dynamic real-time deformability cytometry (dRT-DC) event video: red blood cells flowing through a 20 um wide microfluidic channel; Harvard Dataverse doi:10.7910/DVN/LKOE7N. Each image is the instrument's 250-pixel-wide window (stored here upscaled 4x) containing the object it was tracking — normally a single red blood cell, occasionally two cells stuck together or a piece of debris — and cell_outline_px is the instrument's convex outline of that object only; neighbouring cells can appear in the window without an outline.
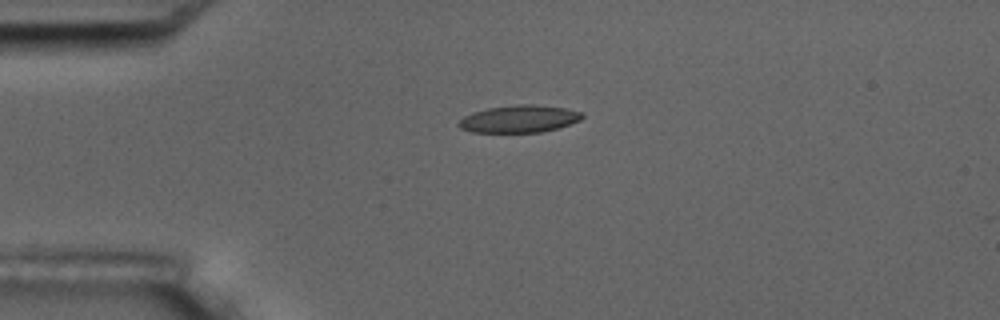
{"species": "common noctule bat (a hibernating species)", "species_latin": "Nyctalus noctula", "temperature_condition": "room temperature", "stored_images_in_passage": 5, "camera_frame_rate_fps": 3000, "um_per_image_px": 0.085, "animal": {"sex": "male", "body_mass_g": 17.5, "forearm_length_mm": 52.3}, "frame": {"image": 1, "passage_image": 4, "time_ms": 3.667, "image_size_px": [1000, 320], "cell_outline_px": [[584, 116], [580, 120], [556, 128], [540, 132], [472, 132], [460, 128], [456, 124], [464, 116], [472, 112], [488, 108], [516, 104], [532, 104], [564, 108], [584, 112]], "centroid_in_image_um": [44.11, 10.1], "position_along_channel_um": 40.9, "area_um2": 19.59}}